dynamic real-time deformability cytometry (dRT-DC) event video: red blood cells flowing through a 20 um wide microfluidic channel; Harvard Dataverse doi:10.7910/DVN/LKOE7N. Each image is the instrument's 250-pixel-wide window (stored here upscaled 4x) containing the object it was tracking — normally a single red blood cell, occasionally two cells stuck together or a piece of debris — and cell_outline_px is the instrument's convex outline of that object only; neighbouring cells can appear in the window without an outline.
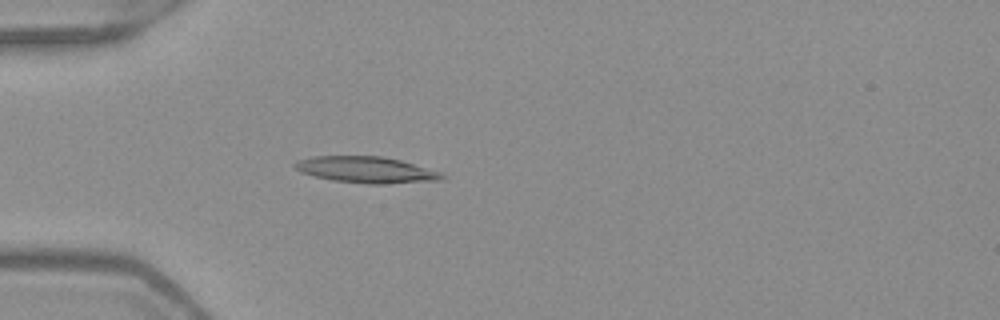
{"species": "Egyptian fruit bat (a non-hibernating species)", "species_latin": "Rousettus aegyptiacus", "temperature_condition": "warm", "stored_images_in_passage": 50, "camera_frame_rate_fps": 3000, "um_per_image_px": 0.085, "frame": {"image": 1, "passage_image": 14, "time_ms": 4.333, "image_size_px": [1000, 320], "cell_outline_px": [[448, 176], [444, 180], [384, 184], [368, 184], [332, 180], [300, 172], [292, 164], [296, 160], [312, 156], [380, 156], [400, 160], [440, 172]], "centroid_in_image_um": [31.13, 14.43], "position_along_channel_um": 53.9, "area_um2": 22.6}}
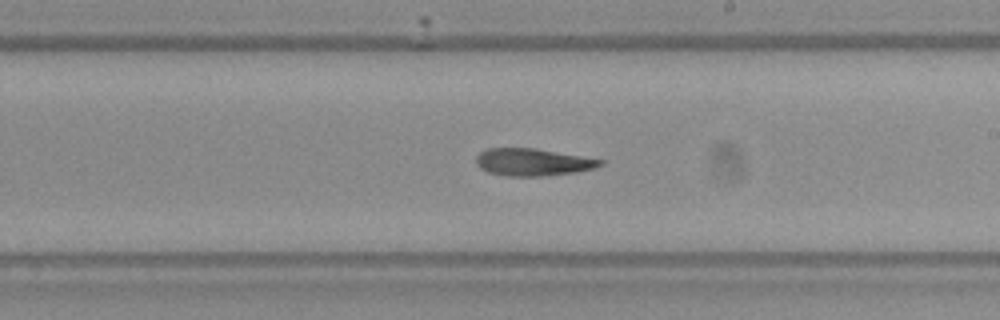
{"frame": {"image": 2, "passage_image": 29, "time_ms": 9.333, "image_size_px": [1000, 320], "cell_outline_px": [[604, 164], [596, 168], [576, 172], [540, 176], [508, 176], [488, 172], [480, 168], [476, 164], [476, 156], [480, 152], [488, 148], [536, 148], [604, 160]], "centroid_in_image_um": [45.29, 13.78], "position_along_channel_um": 243.7, "area_um2": 19.77}}
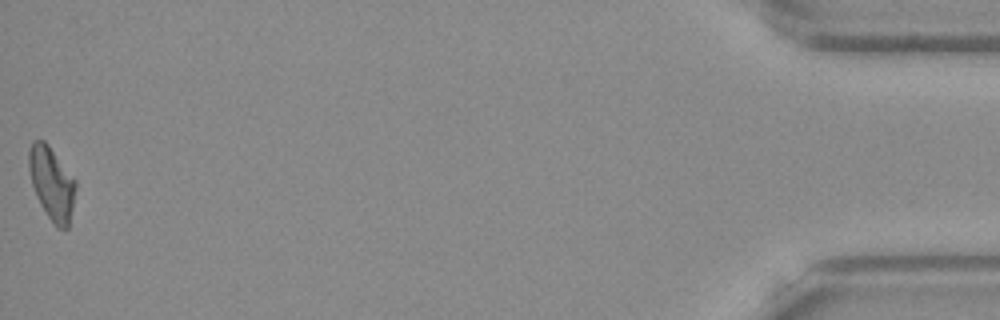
{"frame": {"image": 3, "passage_image": 50, "time_ms": 16.333, "image_size_px": [1000, 320], "cell_outline_px": [[76, 188], [68, 228], [56, 228], [40, 204], [36, 196], [32, 184], [28, 168], [28, 152], [32, 140], [44, 140], [48, 144], [76, 180]], "centroid_in_image_um": [4.39, 15.56], "position_along_channel_um": 430.8, "area_um2": 19.88}}